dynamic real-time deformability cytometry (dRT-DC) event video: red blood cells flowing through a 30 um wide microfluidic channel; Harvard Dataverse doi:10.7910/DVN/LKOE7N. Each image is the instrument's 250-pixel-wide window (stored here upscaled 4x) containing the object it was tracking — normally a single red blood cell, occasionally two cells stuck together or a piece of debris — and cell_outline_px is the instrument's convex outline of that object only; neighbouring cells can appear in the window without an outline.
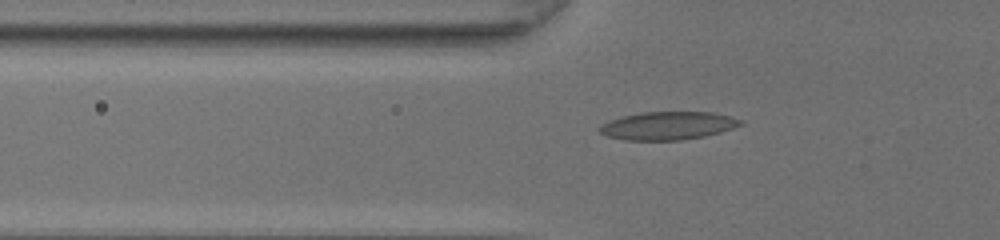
{"species": "common noctule bat (a hibernating species)", "species_latin": "Nyctalus noctula", "temperature_condition": "room temperature", "stored_images_in_passage": 50, "camera_frame_rate_fps": 3000, "um_per_image_px": 0.085, "animal": {"sex": "female", "body_mass_g": 20.0, "forearm_length_mm": 54.0}, "frame": {"image": 1, "passage_image": 20, "time_ms": 6.333, "image_size_px": [1000, 240], "cell_outline_px": [[744, 124], [720, 132], [704, 136], [680, 140], [624, 140], [608, 136], [600, 132], [596, 128], [612, 120], [624, 116], [640, 112], [712, 112], [744, 120]], "centroid_in_image_um": [56.79, 10.68], "position_along_channel_um": 69.0, "area_um2": 22.89}}
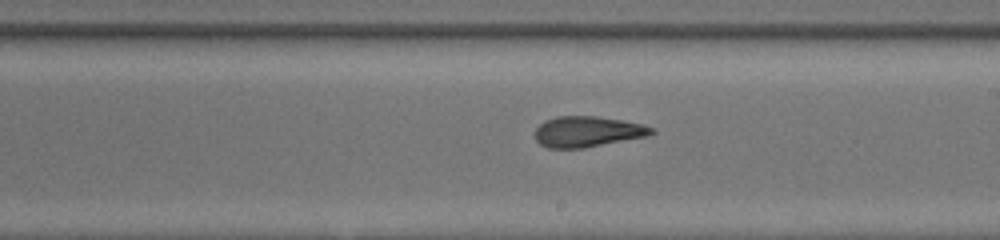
{"frame": {"image": 2, "passage_image": 32, "time_ms": 10.333, "image_size_px": [1000, 240], "cell_outline_px": [[656, 132], [648, 136], [584, 148], [548, 148], [540, 144], [536, 140], [536, 128], [544, 120], [556, 116], [596, 116], [644, 124], [656, 128]], "centroid_in_image_um": [49.97, 11.19], "position_along_channel_um": 239.0, "area_um2": 20.98}}
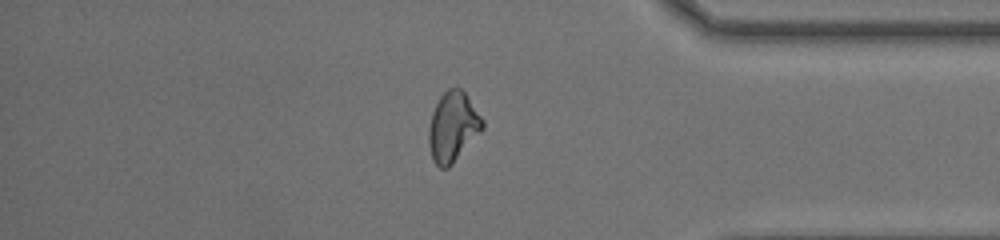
{"frame": {"image": 3, "passage_image": 44, "time_ms": 14.333, "image_size_px": [1000, 240], "cell_outline_px": [[484, 128], [452, 164], [448, 168], [440, 168], [432, 160], [428, 144], [428, 128], [432, 112], [440, 96], [448, 88], [460, 88], [464, 92], [484, 120]], "centroid_in_image_um": [38.47, 10.79], "position_along_channel_um": 396.7, "area_um2": 21.79}}